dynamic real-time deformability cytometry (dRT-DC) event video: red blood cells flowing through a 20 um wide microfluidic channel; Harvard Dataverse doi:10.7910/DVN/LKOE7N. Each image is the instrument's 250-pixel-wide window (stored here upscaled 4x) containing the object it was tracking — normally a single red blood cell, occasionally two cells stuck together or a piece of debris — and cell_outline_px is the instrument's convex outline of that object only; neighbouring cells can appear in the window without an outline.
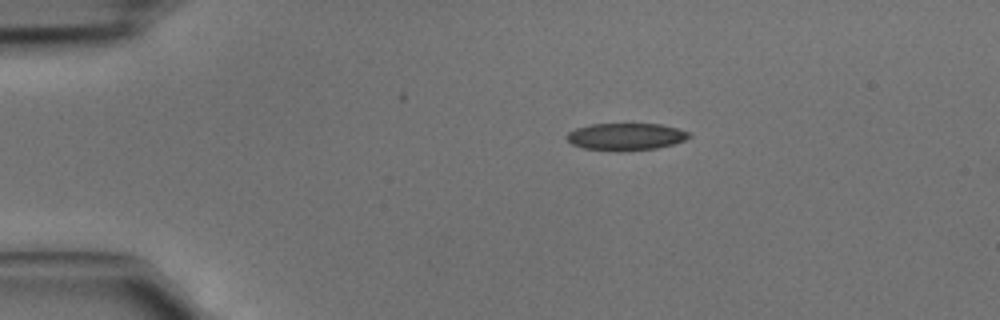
{"species": "common noctule bat (a hibernating species)", "species_latin": "Nyctalus noctula", "temperature_condition": "cold", "stored_images_in_passage": 37, "camera_frame_rate_fps": 3000, "um_per_image_px": 0.085, "animal": {"sex": "male", "body_mass_g": 15.6}, "frame": {"image": 1, "passage_image": 1, "time_ms": 0.0, "image_size_px": [1000, 320], "cell_outline_px": [[692, 136], [684, 140], [672, 144], [656, 148], [620, 152], [616, 152], [584, 148], [572, 144], [564, 136], [568, 132], [576, 128], [592, 124], [660, 124], [692, 132]], "centroid_in_image_um": [53.19, 11.62], "position_along_channel_um": 31.8, "area_um2": 19.54}}
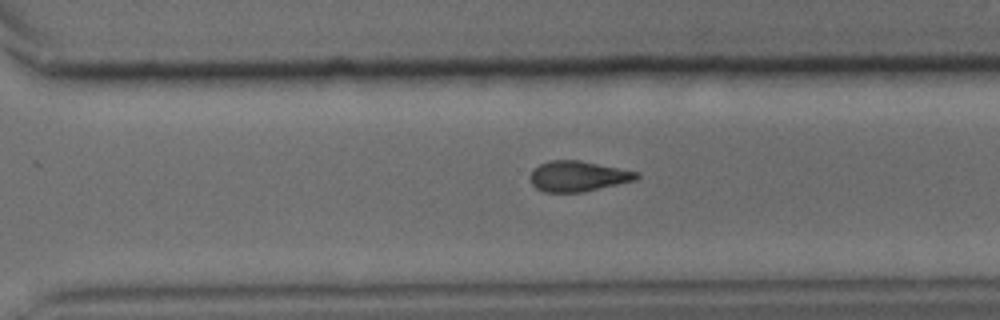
{"frame": {"image": 2, "passage_image": 24, "time_ms": 7.667, "image_size_px": [1000, 320], "cell_outline_px": [[640, 176], [636, 180], [584, 192], [544, 192], [536, 188], [532, 184], [532, 168], [548, 160], [580, 160], [640, 172]], "centroid_in_image_um": [49.15, 14.97], "position_along_channel_um": 321.4, "area_um2": 18.96}}
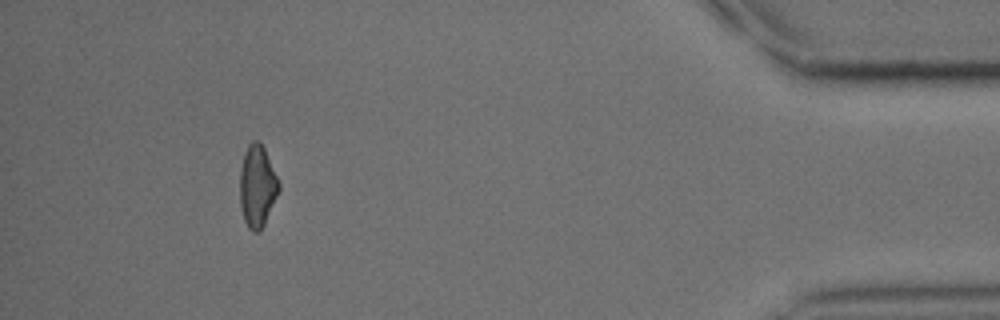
{"frame": {"image": 3, "passage_image": 34, "time_ms": 11.0, "image_size_px": [1000, 320], "cell_outline_px": [[280, 188], [264, 224], [260, 232], [252, 232], [248, 228], [244, 220], [240, 204], [240, 168], [244, 152], [248, 144], [252, 140], [260, 140], [264, 148], [280, 184]], "centroid_in_image_um": [21.85, 15.81], "position_along_channel_um": 413.4, "area_um2": 18.61}}